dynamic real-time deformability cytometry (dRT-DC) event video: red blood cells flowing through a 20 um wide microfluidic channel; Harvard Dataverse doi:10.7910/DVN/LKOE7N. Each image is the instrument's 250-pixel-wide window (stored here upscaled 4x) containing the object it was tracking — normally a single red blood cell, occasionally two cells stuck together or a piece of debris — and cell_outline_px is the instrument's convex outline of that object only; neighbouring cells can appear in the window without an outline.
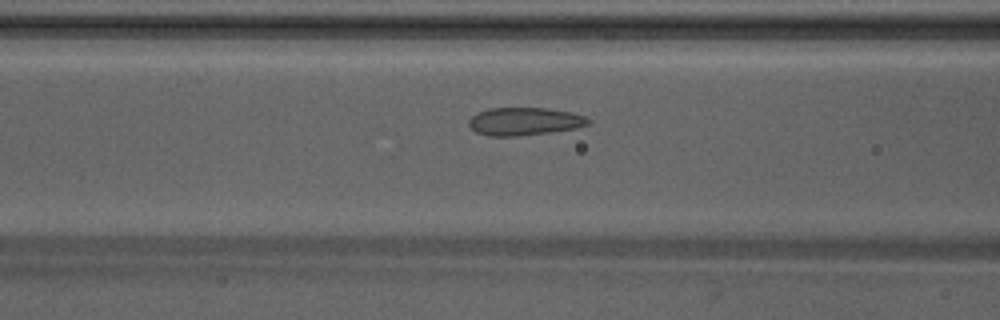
{"species": "Egyptian fruit bat (a non-hibernating species)", "species_latin": "Rousettus aegyptiacus", "temperature_condition": "warm", "stored_images_in_passage": 33, "camera_frame_rate_fps": 3000, "um_per_image_px": 0.085, "animal": {"sex": "male"}, "frame": {"image": 1, "passage_image": 8, "time_ms": 2.333, "image_size_px": [1000, 320], "cell_outline_px": [[592, 124], [576, 128], [548, 132], [516, 136], [488, 136], [476, 132], [468, 124], [468, 120], [476, 112], [488, 108], [548, 108], [572, 112], [584, 116], [592, 120]], "centroid_in_image_um": [44.59, 10.31], "position_along_channel_um": 122.0, "area_um2": 19.54}}
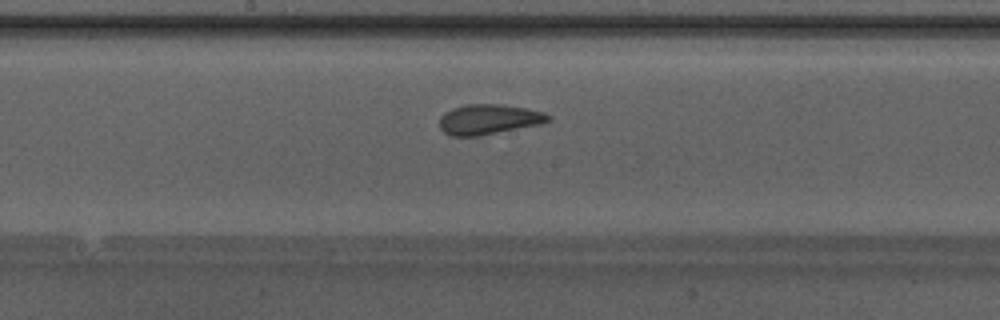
{"frame": {"image": 2, "passage_image": 14, "time_ms": 4.333, "image_size_px": [1000, 320], "cell_outline_px": [[552, 120], [540, 124], [480, 136], [448, 136], [440, 128], [440, 116], [444, 112], [452, 108], [464, 104], [504, 104], [544, 112], [552, 116]], "centroid_in_image_um": [41.53, 10.14], "position_along_channel_um": 206.7, "area_um2": 19.31}}
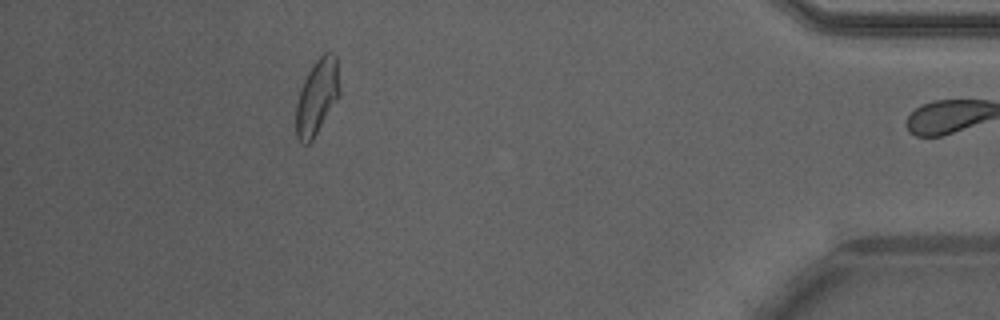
{"frame": {"image": 3, "passage_image": 32, "time_ms": 10.333, "image_size_px": [1000, 320], "cell_outline_px": [[340, 92], [312, 140], [308, 144], [304, 144], [296, 136], [296, 104], [300, 88], [308, 72], [316, 60], [324, 52], [332, 52], [336, 56], [340, 88]], "centroid_in_image_um": [26.93, 8.2], "position_along_channel_um": 408.3, "area_um2": 18.73}, "authors_computed_cell_mechanics": {"area_um2": 19.074, "velocity_mm_per_s": 4.2348, "shape_relaxation_time_tau1_ms": null, "shape_relaxation_time_tau2_ms": 0.937, "deformation_change_tau1": null, "deformation_change_tau2": 0.0772}}